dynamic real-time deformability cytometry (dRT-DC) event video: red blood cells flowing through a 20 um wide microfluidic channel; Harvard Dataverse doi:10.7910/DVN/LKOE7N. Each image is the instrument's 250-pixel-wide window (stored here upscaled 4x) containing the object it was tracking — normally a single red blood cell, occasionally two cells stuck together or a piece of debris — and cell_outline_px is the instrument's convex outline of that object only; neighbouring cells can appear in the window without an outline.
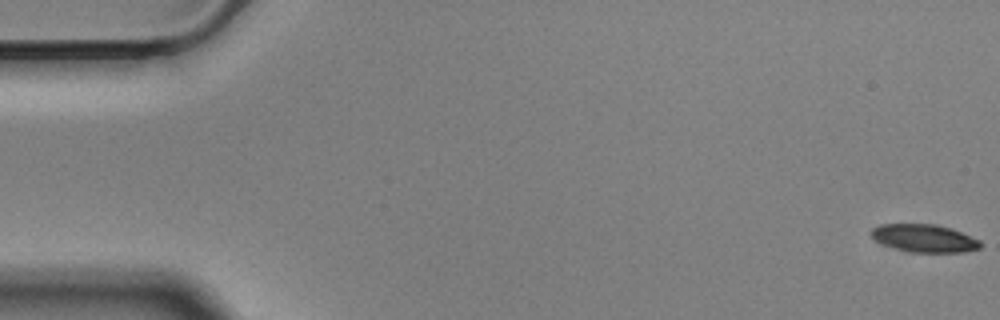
{"species": "Egyptian fruit bat (a non-hibernating species)", "species_latin": "Rousettus aegyptiacus", "temperature_condition": "cold", "stored_images_in_passage": 58, "camera_frame_rate_fps": 3000, "um_per_image_px": 0.085, "animal": {"sex": "male"}, "frame": {"image": 1, "passage_image": 1, "time_ms": 0.0, "image_size_px": [1000, 320], "cell_outline_px": [[980, 248], [964, 252], [912, 252], [892, 248], [876, 240], [868, 232], [872, 228], [880, 224], [936, 224], [952, 228], [980, 240]], "centroid_in_image_um": [78.55, 20.24], "position_along_channel_um": 6.5, "area_um2": 17.74}}
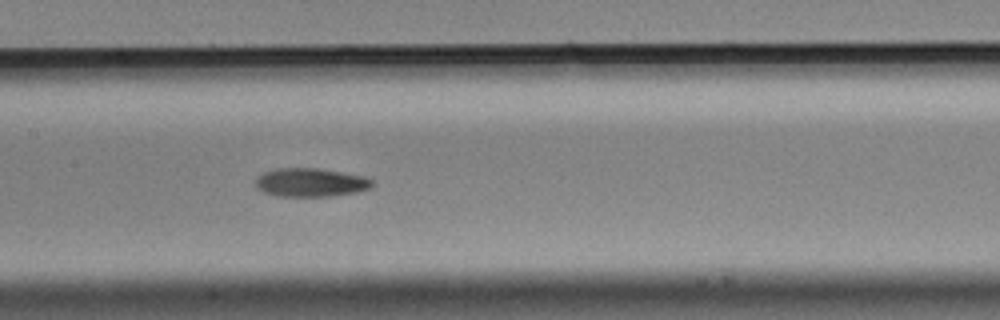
{"frame": {"image": 2, "passage_image": 28, "time_ms": 9.0, "image_size_px": [1000, 320], "cell_outline_px": [[372, 188], [356, 192], [332, 196], [276, 196], [264, 192], [256, 188], [256, 180], [264, 172], [276, 168], [316, 168], [364, 176], [372, 180]], "centroid_in_image_um": [26.4, 15.51], "position_along_channel_um": 181.0, "area_um2": 19.31}}
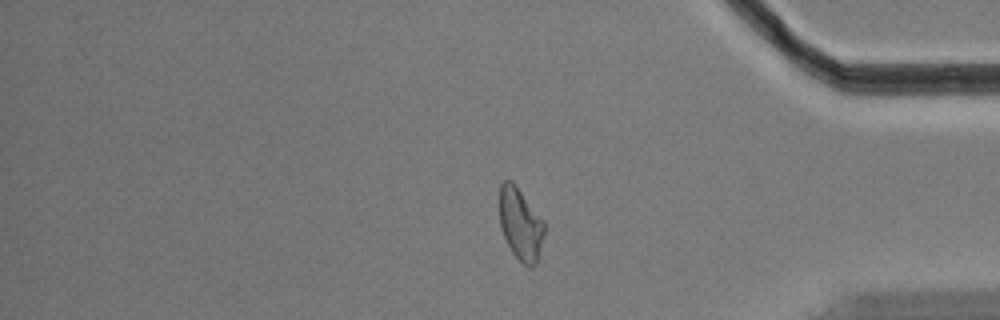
{"frame": {"image": 3, "passage_image": 48, "time_ms": 15.667, "image_size_px": [1000, 320], "cell_outline_px": [[544, 232], [536, 264], [532, 268], [528, 268], [512, 252], [504, 236], [500, 224], [500, 184], [504, 180], [512, 180], [516, 184], [544, 220]], "centroid_in_image_um": [44.25, 19.02], "position_along_channel_um": 391.0, "area_um2": 18.79}, "authors_computed_cell_mechanics": {"area_um2": 19.3341, "velocity_mm_per_s": 3.499, "shape_relaxation_time_tau1_ms": 3.9328, "shape_relaxation_time_tau2_ms": 5.0112, "deformation_change_tau1": 0.1459, "deformation_change_tau2": 0.1016}}